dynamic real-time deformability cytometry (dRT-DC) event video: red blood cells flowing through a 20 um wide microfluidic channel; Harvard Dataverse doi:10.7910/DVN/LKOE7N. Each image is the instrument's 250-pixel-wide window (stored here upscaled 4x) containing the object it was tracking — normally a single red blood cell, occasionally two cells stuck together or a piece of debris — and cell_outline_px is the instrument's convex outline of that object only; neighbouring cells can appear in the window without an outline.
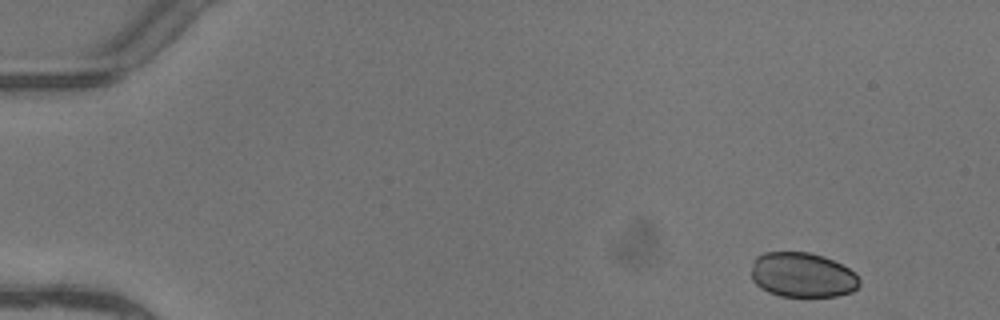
{"species": "common noctule bat (a hibernating species)", "species_latin": "Nyctalus noctula", "temperature_condition": "warm", "stored_images_in_passage": 5, "segment_of_instrument_passage": [1, 2], "camera_frame_rate_fps": 3000, "um_per_image_px": 0.085, "animal": {"sex": "female"}, "frame": {"image": 1, "passage_image": 1, "time_ms": 0.0, "image_size_px": [1000, 320], "cell_outline_px": [[860, 284], [852, 292], [836, 296], [780, 296], [768, 292], [760, 288], [752, 280], [752, 260], [756, 256], [764, 252], [808, 252], [824, 256], [856, 272], [860, 280]], "centroid_in_image_um": [68.19, 23.37], "position_along_channel_um": 16.8, "area_um2": 28.44}}